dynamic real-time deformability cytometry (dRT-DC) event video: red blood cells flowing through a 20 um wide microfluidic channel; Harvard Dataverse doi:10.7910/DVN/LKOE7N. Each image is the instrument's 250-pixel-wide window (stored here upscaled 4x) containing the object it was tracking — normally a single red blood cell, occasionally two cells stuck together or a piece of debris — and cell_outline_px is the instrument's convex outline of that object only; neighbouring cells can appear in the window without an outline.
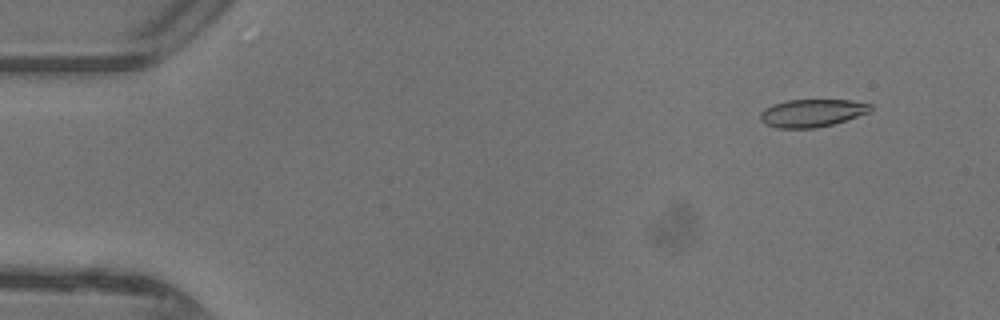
{"species": "common noctule bat (a hibernating species)", "species_latin": "Nyctalus noctula", "temperature_condition": "warm", "stored_images_in_passage": 11, "camera_frame_rate_fps": 3000, "um_per_image_px": 0.085, "animal": {"sex": "female"}, "frame": {"image": 1, "passage_image": 5, "time_ms": 1.333, "image_size_px": [1000, 320], "cell_outline_px": [[872, 108], [868, 112], [832, 124], [816, 128], [776, 128], [764, 124], [760, 120], [760, 112], [764, 108], [772, 104], [788, 100], [852, 100], [872, 104]], "centroid_in_image_um": [68.96, 9.6], "position_along_channel_um": 16.0, "area_um2": 17.8}}